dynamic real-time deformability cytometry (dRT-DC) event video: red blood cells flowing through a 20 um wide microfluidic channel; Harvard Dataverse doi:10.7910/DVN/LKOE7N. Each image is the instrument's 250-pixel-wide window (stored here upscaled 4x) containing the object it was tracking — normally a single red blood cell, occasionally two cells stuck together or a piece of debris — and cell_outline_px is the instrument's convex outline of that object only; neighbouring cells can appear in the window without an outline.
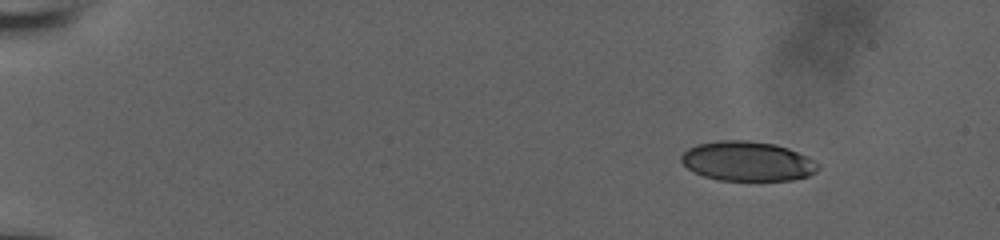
{"species": "human", "species_latin": "Homo sapiens", "temperature_condition": "room temperature", "stored_images_in_passage": 50, "camera_frame_rate_fps": 3000, "um_per_image_px": 0.085, "donor": {"sex": "male"}, "frame": {"image": 1, "passage_image": 1, "time_ms": 0.0, "image_size_px": [1000, 240], "cell_outline_px": [[820, 168], [816, 172], [808, 176], [792, 180], [716, 180], [704, 176], [688, 168], [680, 160], [680, 156], [688, 148], [696, 144], [720, 140], [748, 140], [776, 144], [788, 148], [820, 164]], "centroid_in_image_um": [63.52, 13.7], "position_along_channel_um": 21.5, "area_um2": 31.56}}
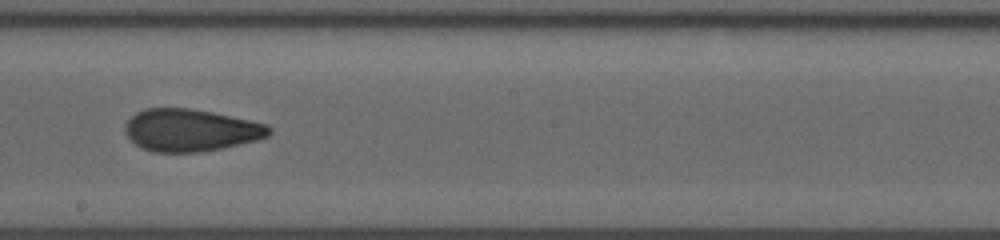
{"frame": {"image": 2, "passage_image": 28, "time_ms": 9.0, "image_size_px": [1000, 240], "cell_outline_px": [[272, 132], [268, 136], [256, 140], [220, 148], [200, 152], [152, 152], [140, 148], [124, 132], [124, 124], [136, 112], [144, 108], [188, 108], [212, 112], [268, 124], [272, 128]], "centroid_in_image_um": [16.18, 11.06], "position_along_channel_um": 232.0, "area_um2": 35.49}}
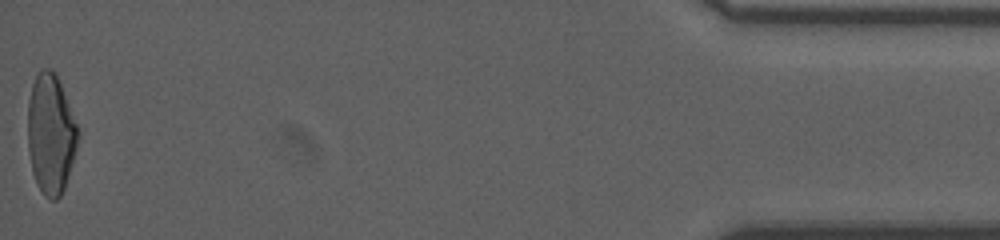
{"frame": {"image": 3, "passage_image": 50, "time_ms": 16.333, "image_size_px": [1000, 240], "cell_outline_px": [[80, 136], [64, 188], [60, 196], [56, 200], [52, 200], [44, 196], [36, 184], [32, 172], [28, 148], [28, 100], [32, 84], [36, 72], [40, 68], [52, 68], [56, 72], [80, 132]], "centroid_in_image_um": [4.31, 11.35], "position_along_channel_um": 430.9, "area_um2": 35.43}, "authors_computed_cell_mechanics": {"area_um2": 34.969, "velocity_mm_per_s": 3.868, "shape_relaxation_time_tau1_ms": 7.3863, "shape_relaxation_time_tau2_ms": 1.6693, "deformation_change_tau1": 0.1922, "deformation_change_tau2": 0.088}}